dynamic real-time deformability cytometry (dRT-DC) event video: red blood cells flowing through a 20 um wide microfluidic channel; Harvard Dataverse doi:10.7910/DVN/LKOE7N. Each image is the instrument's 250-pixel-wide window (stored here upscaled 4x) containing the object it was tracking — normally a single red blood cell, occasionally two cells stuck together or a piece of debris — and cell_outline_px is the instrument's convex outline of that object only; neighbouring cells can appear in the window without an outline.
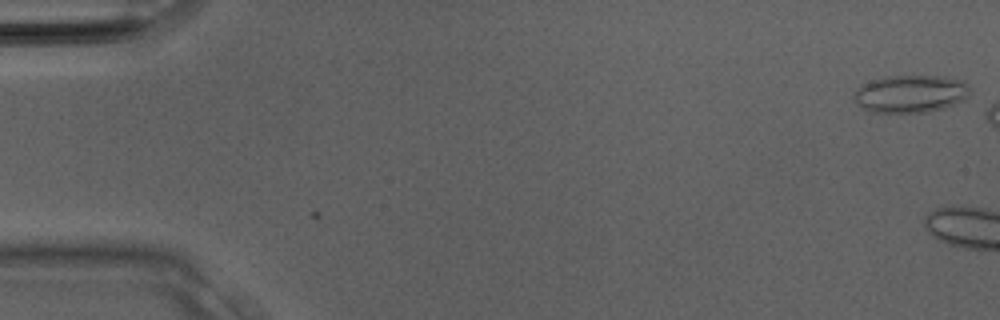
{"species": "Egyptian fruit bat (a non-hibernating species)", "species_latin": "Rousettus aegyptiacus", "temperature_condition": "room temperature", "stored_images_in_passage": 3, "camera_frame_rate_fps": 3000, "um_per_image_px": 0.085, "animal": {"sex": "male"}, "frame": {"image": 1, "passage_image": 3, "time_ms": 0.667, "image_size_px": [1000, 320], "cell_outline_px": [[972, 92], [964, 100], [956, 104], [944, 108], [928, 112], [868, 112], [860, 108], [852, 100], [852, 96], [860, 84], [884, 76], [944, 76], [960, 80], [968, 84], [972, 88]], "centroid_in_image_um": [77.38, 7.98], "position_along_channel_um": 7.6, "area_um2": 26.01}}